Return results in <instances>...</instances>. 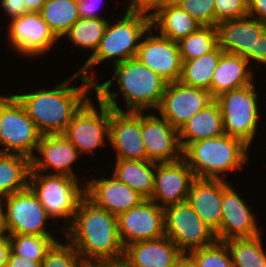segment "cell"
Returning <instances> with one entry per match:
<instances>
[{"label": "cell", "mask_w": 266, "mask_h": 267, "mask_svg": "<svg viewBox=\"0 0 266 267\" xmlns=\"http://www.w3.org/2000/svg\"><path fill=\"white\" fill-rule=\"evenodd\" d=\"M0 202L4 209L5 226L9 235L56 236L53 228H47L48 222L53 220L29 186L22 191L1 198Z\"/></svg>", "instance_id": "cell-10"}, {"label": "cell", "mask_w": 266, "mask_h": 267, "mask_svg": "<svg viewBox=\"0 0 266 267\" xmlns=\"http://www.w3.org/2000/svg\"><path fill=\"white\" fill-rule=\"evenodd\" d=\"M249 0H215V27L223 21L248 15Z\"/></svg>", "instance_id": "cell-39"}, {"label": "cell", "mask_w": 266, "mask_h": 267, "mask_svg": "<svg viewBox=\"0 0 266 267\" xmlns=\"http://www.w3.org/2000/svg\"><path fill=\"white\" fill-rule=\"evenodd\" d=\"M142 139L147 160L164 163L183 158L178 129L155 111L142 112Z\"/></svg>", "instance_id": "cell-18"}, {"label": "cell", "mask_w": 266, "mask_h": 267, "mask_svg": "<svg viewBox=\"0 0 266 267\" xmlns=\"http://www.w3.org/2000/svg\"><path fill=\"white\" fill-rule=\"evenodd\" d=\"M217 30L220 48L226 53L243 56L253 69L254 53H257L260 35L266 30V22L247 15L219 23Z\"/></svg>", "instance_id": "cell-20"}, {"label": "cell", "mask_w": 266, "mask_h": 267, "mask_svg": "<svg viewBox=\"0 0 266 267\" xmlns=\"http://www.w3.org/2000/svg\"><path fill=\"white\" fill-rule=\"evenodd\" d=\"M39 154V155H38ZM83 158L64 134L41 135L34 155L30 158L31 171L68 175L77 179L74 164Z\"/></svg>", "instance_id": "cell-16"}, {"label": "cell", "mask_w": 266, "mask_h": 267, "mask_svg": "<svg viewBox=\"0 0 266 267\" xmlns=\"http://www.w3.org/2000/svg\"><path fill=\"white\" fill-rule=\"evenodd\" d=\"M118 234L123 247L165 235L164 208L150 199L117 216Z\"/></svg>", "instance_id": "cell-14"}, {"label": "cell", "mask_w": 266, "mask_h": 267, "mask_svg": "<svg viewBox=\"0 0 266 267\" xmlns=\"http://www.w3.org/2000/svg\"><path fill=\"white\" fill-rule=\"evenodd\" d=\"M121 13H119L120 18H117L118 21H108L98 49L87 60H84L81 68L77 69L83 77L93 83L99 80L96 76V68H94L97 65L106 62L113 66L135 58L143 35L151 27V16L148 14L127 9L123 15Z\"/></svg>", "instance_id": "cell-4"}, {"label": "cell", "mask_w": 266, "mask_h": 267, "mask_svg": "<svg viewBox=\"0 0 266 267\" xmlns=\"http://www.w3.org/2000/svg\"><path fill=\"white\" fill-rule=\"evenodd\" d=\"M41 138L34 122L13 94H0V153L31 158Z\"/></svg>", "instance_id": "cell-8"}, {"label": "cell", "mask_w": 266, "mask_h": 267, "mask_svg": "<svg viewBox=\"0 0 266 267\" xmlns=\"http://www.w3.org/2000/svg\"><path fill=\"white\" fill-rule=\"evenodd\" d=\"M178 6L201 26L215 27V0H183Z\"/></svg>", "instance_id": "cell-38"}, {"label": "cell", "mask_w": 266, "mask_h": 267, "mask_svg": "<svg viewBox=\"0 0 266 267\" xmlns=\"http://www.w3.org/2000/svg\"><path fill=\"white\" fill-rule=\"evenodd\" d=\"M6 24L8 47L27 60L46 56L59 42L39 12L29 11Z\"/></svg>", "instance_id": "cell-12"}, {"label": "cell", "mask_w": 266, "mask_h": 267, "mask_svg": "<svg viewBox=\"0 0 266 267\" xmlns=\"http://www.w3.org/2000/svg\"><path fill=\"white\" fill-rule=\"evenodd\" d=\"M63 236L87 265L119 262L123 259L124 247L118 234L117 216L96 206L86 196L81 200Z\"/></svg>", "instance_id": "cell-2"}, {"label": "cell", "mask_w": 266, "mask_h": 267, "mask_svg": "<svg viewBox=\"0 0 266 267\" xmlns=\"http://www.w3.org/2000/svg\"><path fill=\"white\" fill-rule=\"evenodd\" d=\"M0 8L8 17L9 22L29 12L24 0H0Z\"/></svg>", "instance_id": "cell-42"}, {"label": "cell", "mask_w": 266, "mask_h": 267, "mask_svg": "<svg viewBox=\"0 0 266 267\" xmlns=\"http://www.w3.org/2000/svg\"><path fill=\"white\" fill-rule=\"evenodd\" d=\"M124 3L127 10L151 16L158 8L168 4V0H130L127 5L126 2Z\"/></svg>", "instance_id": "cell-41"}, {"label": "cell", "mask_w": 266, "mask_h": 267, "mask_svg": "<svg viewBox=\"0 0 266 267\" xmlns=\"http://www.w3.org/2000/svg\"><path fill=\"white\" fill-rule=\"evenodd\" d=\"M179 141L184 150L190 143L223 135V118L219 104L213 99L193 115L178 130Z\"/></svg>", "instance_id": "cell-26"}, {"label": "cell", "mask_w": 266, "mask_h": 267, "mask_svg": "<svg viewBox=\"0 0 266 267\" xmlns=\"http://www.w3.org/2000/svg\"><path fill=\"white\" fill-rule=\"evenodd\" d=\"M185 256L178 246L164 235L125 246L122 261L128 267H178Z\"/></svg>", "instance_id": "cell-23"}, {"label": "cell", "mask_w": 266, "mask_h": 267, "mask_svg": "<svg viewBox=\"0 0 266 267\" xmlns=\"http://www.w3.org/2000/svg\"><path fill=\"white\" fill-rule=\"evenodd\" d=\"M195 178L183 158L176 162H156L154 189L150 200L163 208L185 202Z\"/></svg>", "instance_id": "cell-21"}, {"label": "cell", "mask_w": 266, "mask_h": 267, "mask_svg": "<svg viewBox=\"0 0 266 267\" xmlns=\"http://www.w3.org/2000/svg\"><path fill=\"white\" fill-rule=\"evenodd\" d=\"M136 58L168 83L179 81L182 58L178 43L150 27L143 35Z\"/></svg>", "instance_id": "cell-15"}, {"label": "cell", "mask_w": 266, "mask_h": 267, "mask_svg": "<svg viewBox=\"0 0 266 267\" xmlns=\"http://www.w3.org/2000/svg\"><path fill=\"white\" fill-rule=\"evenodd\" d=\"M213 100L209 91L183 84L168 83L157 113L173 127L180 129L187 120Z\"/></svg>", "instance_id": "cell-17"}, {"label": "cell", "mask_w": 266, "mask_h": 267, "mask_svg": "<svg viewBox=\"0 0 266 267\" xmlns=\"http://www.w3.org/2000/svg\"><path fill=\"white\" fill-rule=\"evenodd\" d=\"M115 161L111 174L145 199H150L154 189L156 162L124 159H115Z\"/></svg>", "instance_id": "cell-28"}, {"label": "cell", "mask_w": 266, "mask_h": 267, "mask_svg": "<svg viewBox=\"0 0 266 267\" xmlns=\"http://www.w3.org/2000/svg\"><path fill=\"white\" fill-rule=\"evenodd\" d=\"M64 240L56 241L46 252L41 267H86L87 264L73 245L67 239Z\"/></svg>", "instance_id": "cell-37"}, {"label": "cell", "mask_w": 266, "mask_h": 267, "mask_svg": "<svg viewBox=\"0 0 266 267\" xmlns=\"http://www.w3.org/2000/svg\"><path fill=\"white\" fill-rule=\"evenodd\" d=\"M177 43L182 62L199 58L219 45L217 27L202 26Z\"/></svg>", "instance_id": "cell-34"}, {"label": "cell", "mask_w": 266, "mask_h": 267, "mask_svg": "<svg viewBox=\"0 0 266 267\" xmlns=\"http://www.w3.org/2000/svg\"><path fill=\"white\" fill-rule=\"evenodd\" d=\"M151 27L173 42H179L202 26L178 5L166 4L151 15Z\"/></svg>", "instance_id": "cell-27"}, {"label": "cell", "mask_w": 266, "mask_h": 267, "mask_svg": "<svg viewBox=\"0 0 266 267\" xmlns=\"http://www.w3.org/2000/svg\"><path fill=\"white\" fill-rule=\"evenodd\" d=\"M88 178L85 182V196L96 206L118 216L139 205L145 198L130 186L119 181L113 174Z\"/></svg>", "instance_id": "cell-22"}, {"label": "cell", "mask_w": 266, "mask_h": 267, "mask_svg": "<svg viewBox=\"0 0 266 267\" xmlns=\"http://www.w3.org/2000/svg\"><path fill=\"white\" fill-rule=\"evenodd\" d=\"M96 99V104L90 98L80 108L63 133L82 157L109 145L111 107Z\"/></svg>", "instance_id": "cell-9"}, {"label": "cell", "mask_w": 266, "mask_h": 267, "mask_svg": "<svg viewBox=\"0 0 266 267\" xmlns=\"http://www.w3.org/2000/svg\"><path fill=\"white\" fill-rule=\"evenodd\" d=\"M165 235L187 255L209 246L217 239L215 232L185 201L164 208Z\"/></svg>", "instance_id": "cell-11"}, {"label": "cell", "mask_w": 266, "mask_h": 267, "mask_svg": "<svg viewBox=\"0 0 266 267\" xmlns=\"http://www.w3.org/2000/svg\"><path fill=\"white\" fill-rule=\"evenodd\" d=\"M39 14L61 43L62 37L80 19L78 0H45Z\"/></svg>", "instance_id": "cell-31"}, {"label": "cell", "mask_w": 266, "mask_h": 267, "mask_svg": "<svg viewBox=\"0 0 266 267\" xmlns=\"http://www.w3.org/2000/svg\"><path fill=\"white\" fill-rule=\"evenodd\" d=\"M186 256L196 267H234L225 241L216 240L213 244L193 250Z\"/></svg>", "instance_id": "cell-36"}, {"label": "cell", "mask_w": 266, "mask_h": 267, "mask_svg": "<svg viewBox=\"0 0 266 267\" xmlns=\"http://www.w3.org/2000/svg\"><path fill=\"white\" fill-rule=\"evenodd\" d=\"M58 239V240H57ZM56 236L17 234L9 235L10 250L33 261H42L46 252L59 241Z\"/></svg>", "instance_id": "cell-35"}, {"label": "cell", "mask_w": 266, "mask_h": 267, "mask_svg": "<svg viewBox=\"0 0 266 267\" xmlns=\"http://www.w3.org/2000/svg\"><path fill=\"white\" fill-rule=\"evenodd\" d=\"M53 87L13 94L41 135L63 134L73 116L90 99L94 83L74 71ZM79 78V79H78ZM81 81L77 86L74 81Z\"/></svg>", "instance_id": "cell-1"}, {"label": "cell", "mask_w": 266, "mask_h": 267, "mask_svg": "<svg viewBox=\"0 0 266 267\" xmlns=\"http://www.w3.org/2000/svg\"><path fill=\"white\" fill-rule=\"evenodd\" d=\"M44 1L45 0H24L26 7L32 12H39L43 7Z\"/></svg>", "instance_id": "cell-47"}, {"label": "cell", "mask_w": 266, "mask_h": 267, "mask_svg": "<svg viewBox=\"0 0 266 267\" xmlns=\"http://www.w3.org/2000/svg\"><path fill=\"white\" fill-rule=\"evenodd\" d=\"M266 66V30L260 35L257 45V53H254V67ZM262 65V66H260Z\"/></svg>", "instance_id": "cell-45"}, {"label": "cell", "mask_w": 266, "mask_h": 267, "mask_svg": "<svg viewBox=\"0 0 266 267\" xmlns=\"http://www.w3.org/2000/svg\"><path fill=\"white\" fill-rule=\"evenodd\" d=\"M101 267H128L123 261L100 264Z\"/></svg>", "instance_id": "cell-49"}, {"label": "cell", "mask_w": 266, "mask_h": 267, "mask_svg": "<svg viewBox=\"0 0 266 267\" xmlns=\"http://www.w3.org/2000/svg\"><path fill=\"white\" fill-rule=\"evenodd\" d=\"M183 0H168V4H172V5H178L179 3H181Z\"/></svg>", "instance_id": "cell-51"}, {"label": "cell", "mask_w": 266, "mask_h": 267, "mask_svg": "<svg viewBox=\"0 0 266 267\" xmlns=\"http://www.w3.org/2000/svg\"><path fill=\"white\" fill-rule=\"evenodd\" d=\"M86 267H101L100 265H86Z\"/></svg>", "instance_id": "cell-52"}, {"label": "cell", "mask_w": 266, "mask_h": 267, "mask_svg": "<svg viewBox=\"0 0 266 267\" xmlns=\"http://www.w3.org/2000/svg\"><path fill=\"white\" fill-rule=\"evenodd\" d=\"M178 267H196L194 263L185 256L179 263Z\"/></svg>", "instance_id": "cell-50"}, {"label": "cell", "mask_w": 266, "mask_h": 267, "mask_svg": "<svg viewBox=\"0 0 266 267\" xmlns=\"http://www.w3.org/2000/svg\"><path fill=\"white\" fill-rule=\"evenodd\" d=\"M80 183L81 180L68 175L30 172L28 186L51 219L63 222L62 235L85 197V183Z\"/></svg>", "instance_id": "cell-6"}, {"label": "cell", "mask_w": 266, "mask_h": 267, "mask_svg": "<svg viewBox=\"0 0 266 267\" xmlns=\"http://www.w3.org/2000/svg\"><path fill=\"white\" fill-rule=\"evenodd\" d=\"M222 179V219L220 228L215 232L218 241L232 238H252L262 234L255 217V211L247 200L232 186ZM230 183V184H229Z\"/></svg>", "instance_id": "cell-13"}, {"label": "cell", "mask_w": 266, "mask_h": 267, "mask_svg": "<svg viewBox=\"0 0 266 267\" xmlns=\"http://www.w3.org/2000/svg\"><path fill=\"white\" fill-rule=\"evenodd\" d=\"M0 236H9V234L6 231L4 209L1 202H0Z\"/></svg>", "instance_id": "cell-48"}, {"label": "cell", "mask_w": 266, "mask_h": 267, "mask_svg": "<svg viewBox=\"0 0 266 267\" xmlns=\"http://www.w3.org/2000/svg\"><path fill=\"white\" fill-rule=\"evenodd\" d=\"M109 19H88L80 18L62 37L66 38L67 41L72 43L75 48L78 47L80 50L88 51L91 53L87 59L92 56L98 49L100 41L104 35L106 26Z\"/></svg>", "instance_id": "cell-32"}, {"label": "cell", "mask_w": 266, "mask_h": 267, "mask_svg": "<svg viewBox=\"0 0 266 267\" xmlns=\"http://www.w3.org/2000/svg\"><path fill=\"white\" fill-rule=\"evenodd\" d=\"M9 252V236H0V267H6Z\"/></svg>", "instance_id": "cell-46"}, {"label": "cell", "mask_w": 266, "mask_h": 267, "mask_svg": "<svg viewBox=\"0 0 266 267\" xmlns=\"http://www.w3.org/2000/svg\"><path fill=\"white\" fill-rule=\"evenodd\" d=\"M186 201L214 232L220 228L222 179L195 178Z\"/></svg>", "instance_id": "cell-24"}, {"label": "cell", "mask_w": 266, "mask_h": 267, "mask_svg": "<svg viewBox=\"0 0 266 267\" xmlns=\"http://www.w3.org/2000/svg\"><path fill=\"white\" fill-rule=\"evenodd\" d=\"M41 262L19 256L10 250L6 267H41Z\"/></svg>", "instance_id": "cell-43"}, {"label": "cell", "mask_w": 266, "mask_h": 267, "mask_svg": "<svg viewBox=\"0 0 266 267\" xmlns=\"http://www.w3.org/2000/svg\"><path fill=\"white\" fill-rule=\"evenodd\" d=\"M109 145L114 159L147 160L142 139V112H123L111 108Z\"/></svg>", "instance_id": "cell-19"}, {"label": "cell", "mask_w": 266, "mask_h": 267, "mask_svg": "<svg viewBox=\"0 0 266 267\" xmlns=\"http://www.w3.org/2000/svg\"><path fill=\"white\" fill-rule=\"evenodd\" d=\"M248 15L266 22V0H249Z\"/></svg>", "instance_id": "cell-44"}, {"label": "cell", "mask_w": 266, "mask_h": 267, "mask_svg": "<svg viewBox=\"0 0 266 267\" xmlns=\"http://www.w3.org/2000/svg\"><path fill=\"white\" fill-rule=\"evenodd\" d=\"M104 0H78V12L80 18L88 19H108L106 16H102L101 7H104Z\"/></svg>", "instance_id": "cell-40"}, {"label": "cell", "mask_w": 266, "mask_h": 267, "mask_svg": "<svg viewBox=\"0 0 266 267\" xmlns=\"http://www.w3.org/2000/svg\"><path fill=\"white\" fill-rule=\"evenodd\" d=\"M251 68L243 56L223 52L213 72L212 98L216 99L225 92L253 84L256 80L254 76L257 75Z\"/></svg>", "instance_id": "cell-25"}, {"label": "cell", "mask_w": 266, "mask_h": 267, "mask_svg": "<svg viewBox=\"0 0 266 267\" xmlns=\"http://www.w3.org/2000/svg\"><path fill=\"white\" fill-rule=\"evenodd\" d=\"M224 51L218 45L213 51L189 61H183L179 81L188 86L201 88L211 94L213 72Z\"/></svg>", "instance_id": "cell-30"}, {"label": "cell", "mask_w": 266, "mask_h": 267, "mask_svg": "<svg viewBox=\"0 0 266 267\" xmlns=\"http://www.w3.org/2000/svg\"><path fill=\"white\" fill-rule=\"evenodd\" d=\"M30 158L21 154L0 153V197L14 194L29 185Z\"/></svg>", "instance_id": "cell-29"}, {"label": "cell", "mask_w": 266, "mask_h": 267, "mask_svg": "<svg viewBox=\"0 0 266 267\" xmlns=\"http://www.w3.org/2000/svg\"><path fill=\"white\" fill-rule=\"evenodd\" d=\"M257 82L221 94L215 100L220 106L225 134L243 140L251 147L257 136L261 108Z\"/></svg>", "instance_id": "cell-7"}, {"label": "cell", "mask_w": 266, "mask_h": 267, "mask_svg": "<svg viewBox=\"0 0 266 267\" xmlns=\"http://www.w3.org/2000/svg\"><path fill=\"white\" fill-rule=\"evenodd\" d=\"M250 146L243 140L223 134L190 143L183 150V159L196 178L226 179L228 172L243 170Z\"/></svg>", "instance_id": "cell-5"}, {"label": "cell", "mask_w": 266, "mask_h": 267, "mask_svg": "<svg viewBox=\"0 0 266 267\" xmlns=\"http://www.w3.org/2000/svg\"><path fill=\"white\" fill-rule=\"evenodd\" d=\"M112 67L114 71L111 78L103 83H94L93 94L96 97L116 111L154 112L158 108L168 84L167 81L136 57ZM114 80L116 84L113 83ZM114 85L118 90L111 89ZM120 102L126 105V110L121 108L123 104H119Z\"/></svg>", "instance_id": "cell-3"}, {"label": "cell", "mask_w": 266, "mask_h": 267, "mask_svg": "<svg viewBox=\"0 0 266 267\" xmlns=\"http://www.w3.org/2000/svg\"><path fill=\"white\" fill-rule=\"evenodd\" d=\"M263 234L252 238H232L225 241L234 267H266Z\"/></svg>", "instance_id": "cell-33"}]
</instances>
